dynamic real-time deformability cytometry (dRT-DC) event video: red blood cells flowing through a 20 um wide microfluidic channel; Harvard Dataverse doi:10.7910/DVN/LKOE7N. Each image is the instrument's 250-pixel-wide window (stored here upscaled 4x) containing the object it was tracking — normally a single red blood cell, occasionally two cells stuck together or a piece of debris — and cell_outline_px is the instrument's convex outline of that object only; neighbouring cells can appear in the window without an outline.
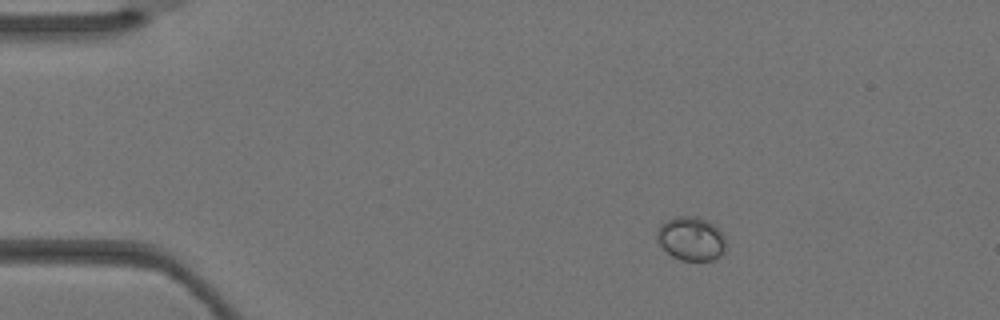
{"species": "Egyptian fruit bat (a non-hibernating species)", "species_latin": "Rousettus aegyptiacus", "temperature_condition": "warm", "stored_images_in_passage": 3, "camera_frame_rate_fps": 3000, "um_per_image_px": 0.085, "animal": {"sex": "female"}, "frame": {"image": 1, "passage_image": 1, "time_ms": 0.0, "image_size_px": [1000, 320], "cell_outline_px": [[724, 252], [720, 256], [712, 260], [680, 260], [672, 256], [656, 240], [656, 232], [660, 224], [676, 216], [696, 216], [708, 220], [716, 224], [724, 236]], "centroid_in_image_um": [58.74, 20.27], "position_along_channel_um": 26.3, "area_um2": 17.69}}
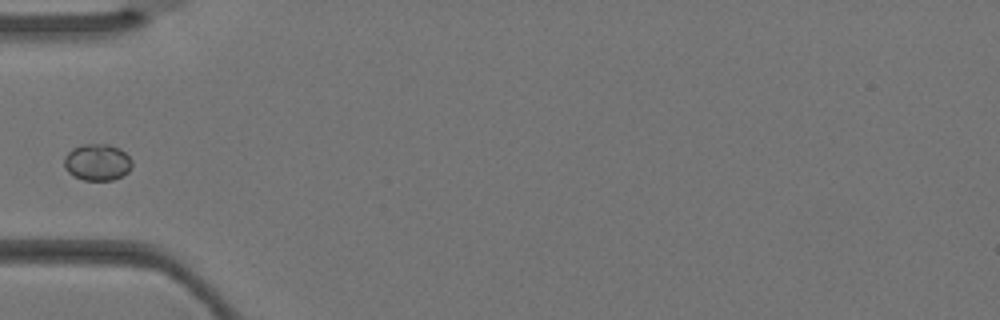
{"frame": {"image": 2, "passage_image": 3, "time_ms": 0.667, "image_size_px": [1000, 320], "cell_outline_px": [[132, 168], [128, 172], [112, 180], [84, 180], [72, 176], [64, 168], [64, 156], [72, 148], [80, 144], [108, 144], [120, 148], [132, 160]], "centroid_in_image_um": [8.25, 13.78], "position_along_channel_um": 76.8, "area_um2": 14.68}}